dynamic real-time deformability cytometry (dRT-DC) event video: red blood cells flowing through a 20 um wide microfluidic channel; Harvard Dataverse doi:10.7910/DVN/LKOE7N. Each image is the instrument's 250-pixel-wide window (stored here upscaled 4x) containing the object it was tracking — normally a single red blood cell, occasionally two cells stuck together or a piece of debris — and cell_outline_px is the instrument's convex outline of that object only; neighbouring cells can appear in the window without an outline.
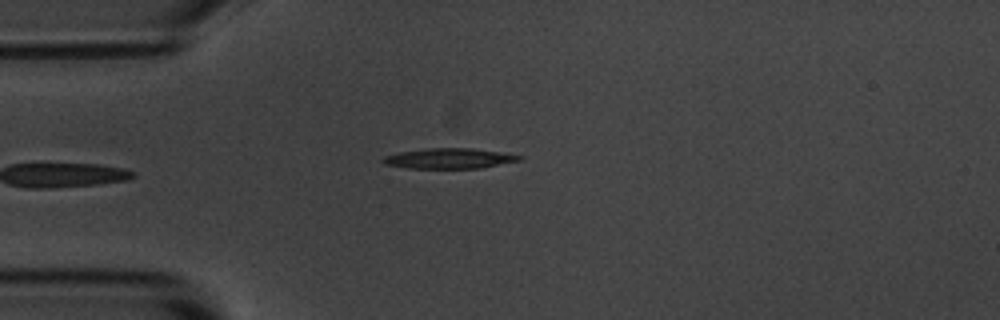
{"species": "common noctule bat (a hibernating species)", "species_latin": "Nyctalus noctula", "temperature_condition": "room temperature", "stored_images_in_passage": 5, "camera_frame_rate_fps": 3000, "um_per_image_px": 0.085, "animal": {"sex": "male", "body_mass_g": 20.1, "forearm_length_mm": 53.5}, "frame": {"image": 1, "passage_image": 5, "time_ms": 4.667, "image_size_px": [1000, 320], "cell_outline_px": [[524, 160], [480, 168], [408, 168], [384, 164], [380, 160], [384, 156], [400, 152], [432, 148], [472, 148], [500, 152], [524, 156]], "centroid_in_image_um": [38.22, 13.47], "position_along_channel_um": 46.8, "area_um2": 16.13}}